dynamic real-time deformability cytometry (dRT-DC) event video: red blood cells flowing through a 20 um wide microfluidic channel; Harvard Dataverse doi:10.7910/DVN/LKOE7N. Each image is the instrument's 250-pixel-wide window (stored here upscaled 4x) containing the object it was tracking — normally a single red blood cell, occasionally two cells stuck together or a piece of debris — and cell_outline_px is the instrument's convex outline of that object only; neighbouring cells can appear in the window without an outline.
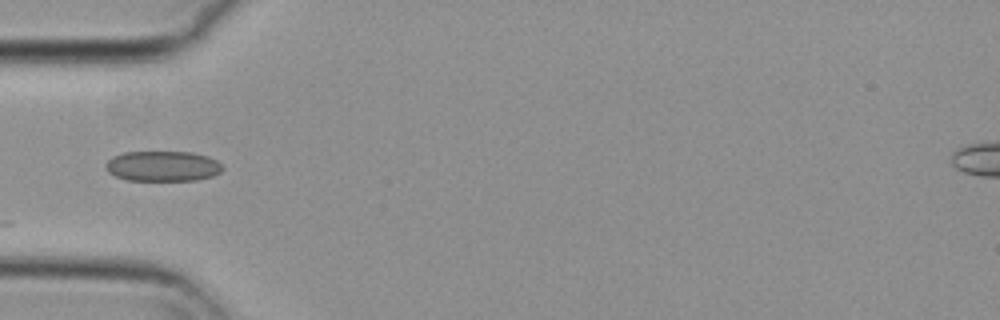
{"species": "common noctule bat (a hibernating species)", "species_latin": "Nyctalus noctula", "temperature_condition": "cold", "stored_images_in_passage": 17, "camera_frame_rate_fps": 3000, "um_per_image_px": 0.085, "animal": {"sex": "female", "body_mass_g": 29.2, "forearm_length_mm": 56.3}, "frame": {"image": 1, "passage_image": 1, "time_ms": 0.0, "image_size_px": [1000, 320], "cell_outline_px": [[224, 168], [220, 172], [212, 176], [196, 180], [128, 180], [116, 176], [108, 172], [104, 164], [112, 156], [124, 152], [192, 152], [208, 156], [216, 160]], "centroid_in_image_um": [13.82, 14.11], "position_along_channel_um": 71.2, "area_um2": 20.63}}
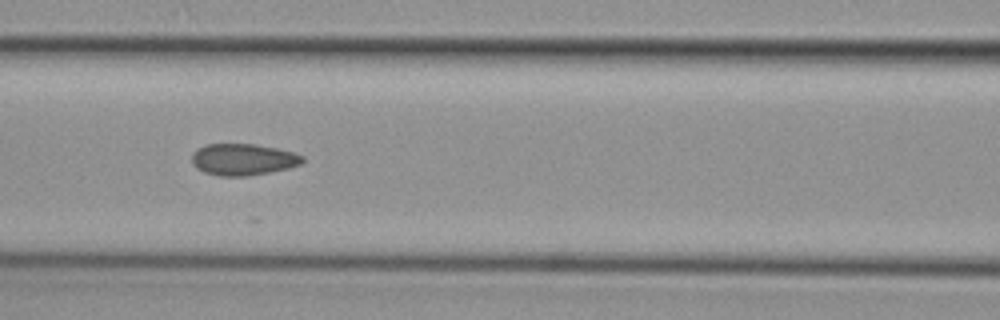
{"frame": {"image": 2, "passage_image": 7, "time_ms": 2.0, "image_size_px": [1000, 320], "cell_outline_px": [[304, 160], [300, 164], [288, 168], [248, 176], [216, 176], [204, 172], [196, 168], [192, 164], [192, 152], [196, 148], [204, 144], [256, 144], [276, 148], [292, 152], [304, 156]], "centroid_in_image_um": [20.61, 13.55], "position_along_channel_um": 146.0, "area_um2": 20.52}}
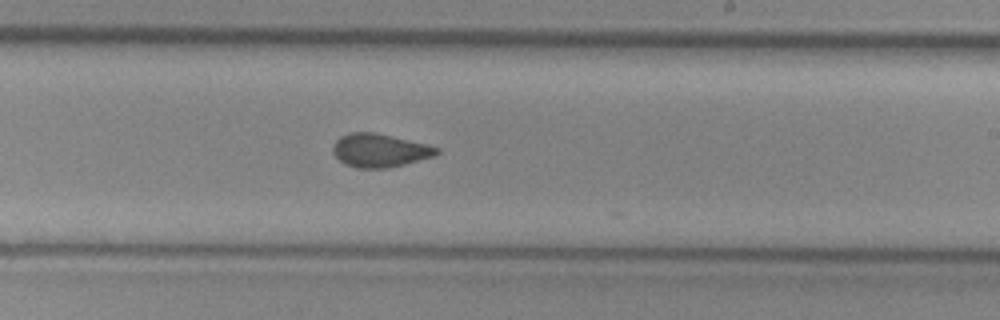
{"frame": {"image": 3, "passage_image": 16, "time_ms": 5.0, "image_size_px": [1000, 320], "cell_outline_px": [[440, 152], [436, 156], [388, 168], [356, 168], [344, 164], [332, 152], [332, 148], [336, 140], [340, 136], [348, 132], [376, 132], [428, 144], [440, 148]], "centroid_in_image_um": [32.29, 12.78], "position_along_channel_um": 256.7, "area_um2": 20.46}}